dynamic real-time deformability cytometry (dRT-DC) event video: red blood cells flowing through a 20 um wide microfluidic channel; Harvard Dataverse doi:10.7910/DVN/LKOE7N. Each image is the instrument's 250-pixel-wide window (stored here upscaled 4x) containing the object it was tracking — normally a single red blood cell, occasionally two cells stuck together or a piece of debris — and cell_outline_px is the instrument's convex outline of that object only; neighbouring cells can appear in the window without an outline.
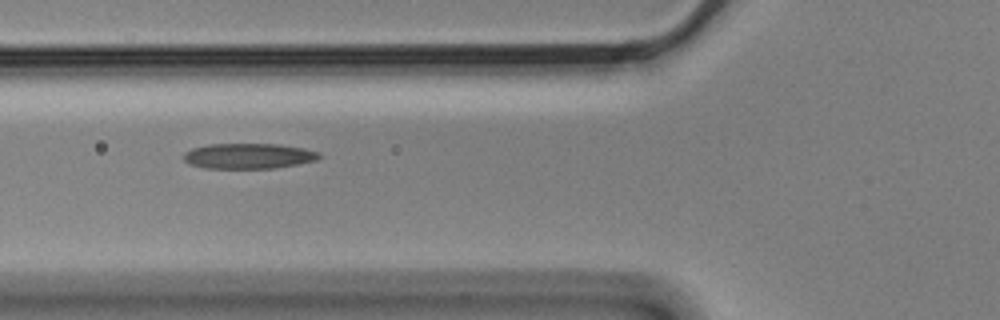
{"species": "Egyptian fruit bat (a non-hibernating species)", "species_latin": "Rousettus aegyptiacus", "temperature_condition": "cold", "stored_images_in_passage": 5, "camera_frame_rate_fps": 3000, "um_per_image_px": 0.085, "animal": {"sex": "male"}, "frame": {"image": 1, "passage_image": 4, "time_ms": 1.0, "image_size_px": [1000, 320], "cell_outline_px": [[320, 156], [316, 160], [276, 168], [204, 168], [188, 164], [184, 160], [184, 152], [192, 148], [208, 144], [280, 144], [304, 148], [320, 152]], "centroid_in_image_um": [21.1, 13.25], "position_along_channel_um": 104.7, "area_um2": 20.11}}
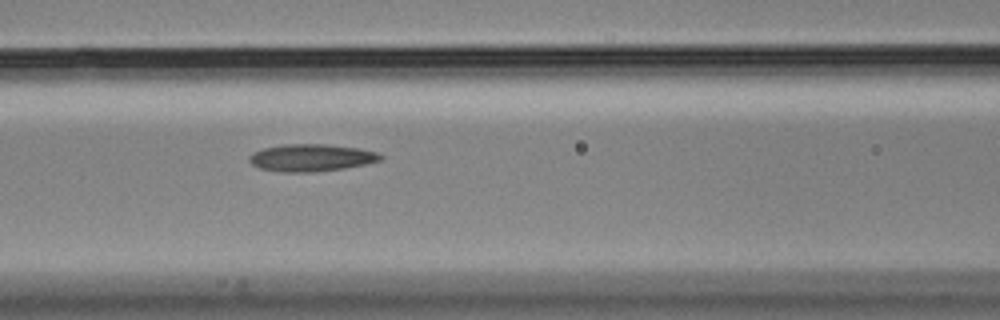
{"frame": {"image": 2, "passage_image": 5, "time_ms": 1.333, "image_size_px": [1000, 320], "cell_outline_px": [[384, 156], [380, 160], [364, 164], [344, 168], [312, 172], [280, 172], [260, 168], [252, 164], [248, 160], [248, 156], [252, 152], [264, 148], [284, 144], [324, 144], [360, 148], [376, 152]], "centroid_in_image_um": [26.42, 13.4], "position_along_channel_um": 140.2, "area_um2": 20.81}}